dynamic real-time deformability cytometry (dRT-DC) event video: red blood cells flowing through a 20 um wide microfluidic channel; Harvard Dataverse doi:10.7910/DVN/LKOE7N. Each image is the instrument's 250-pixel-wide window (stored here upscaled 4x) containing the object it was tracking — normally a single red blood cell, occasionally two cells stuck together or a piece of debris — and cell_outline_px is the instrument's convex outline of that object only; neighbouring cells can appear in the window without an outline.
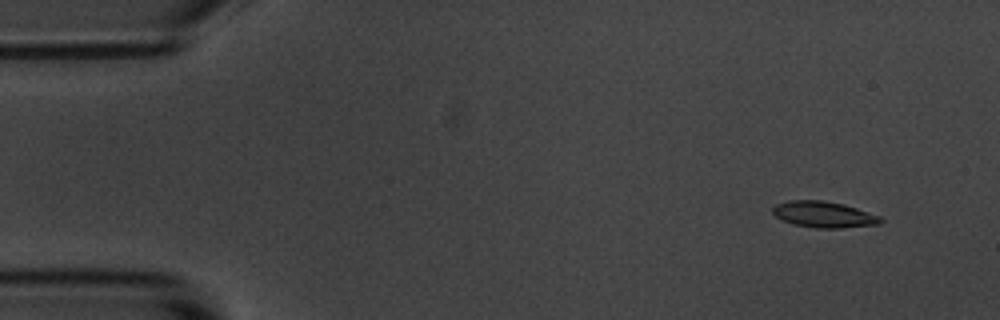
{"species": "common noctule bat (a hibernating species)", "species_latin": "Nyctalus noctula", "temperature_condition": "room temperature", "stored_images_in_passage": 5, "camera_frame_rate_fps": 3000, "um_per_image_px": 0.085, "animal": {"sex": "male", "body_mass_g": 20.1, "forearm_length_mm": 53.5}, "frame": {"image": 1, "passage_image": 2, "time_ms": 1.0, "image_size_px": [1000, 320], "cell_outline_px": [[884, 220], [880, 224], [840, 228], [816, 228], [792, 224], [776, 216], [772, 212], [772, 208], [776, 204], [788, 200], [824, 200], [844, 204], [880, 216]], "centroid_in_image_um": [70.02, 18.23], "position_along_channel_um": 15.0, "area_um2": 16.47}}
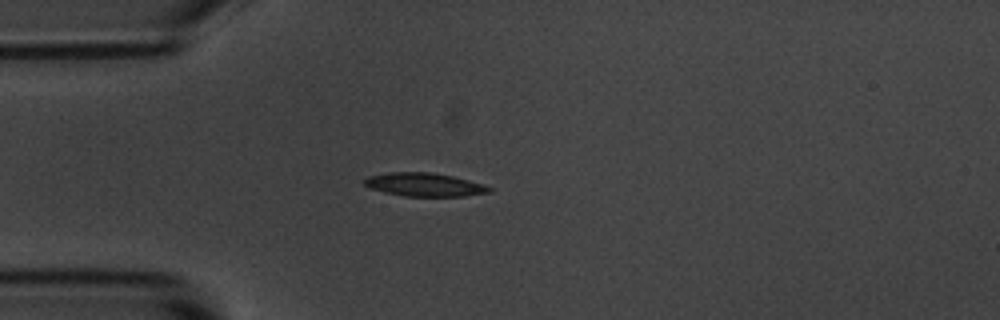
{"frame": {"image": 2, "passage_image": 5, "time_ms": 4.333, "image_size_px": [1000, 320], "cell_outline_px": [[492, 192], [464, 196], [404, 196], [384, 192], [372, 188], [364, 184], [364, 180], [368, 176], [392, 172], [432, 172], [452, 176], [468, 180], [492, 188]], "centroid_in_image_um": [36.08, 15.69], "position_along_channel_um": 48.9, "area_um2": 16.82}}